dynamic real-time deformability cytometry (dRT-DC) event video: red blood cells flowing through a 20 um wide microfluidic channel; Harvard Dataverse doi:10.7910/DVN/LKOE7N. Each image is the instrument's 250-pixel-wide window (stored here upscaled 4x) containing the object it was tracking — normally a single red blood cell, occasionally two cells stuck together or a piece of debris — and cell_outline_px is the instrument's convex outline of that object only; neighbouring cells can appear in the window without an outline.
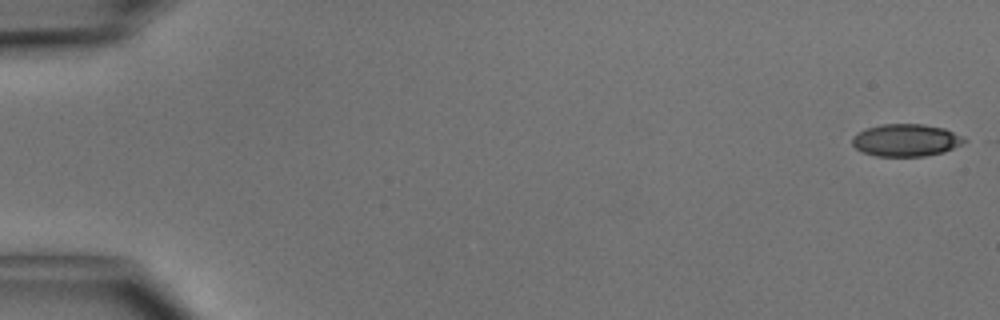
{"species": "common noctule bat (a hibernating species)", "species_latin": "Nyctalus noctula", "temperature_condition": "cold", "stored_images_in_passage": 50, "camera_frame_rate_fps": 3000, "um_per_image_px": 0.085, "animal": {"sex": "male", "body_mass_g": 15.6}, "frame": {"image": 1, "passage_image": 1, "time_ms": 0.0, "image_size_px": [1000, 320], "cell_outline_px": [[964, 140], [960, 144], [944, 152], [924, 156], [876, 156], [864, 152], [856, 148], [852, 144], [852, 136], [856, 132], [864, 128], [880, 124], [924, 124], [944, 128], [964, 136]], "centroid_in_image_um": [76.96, 11.9], "position_along_channel_um": 8.0, "area_um2": 21.15}}
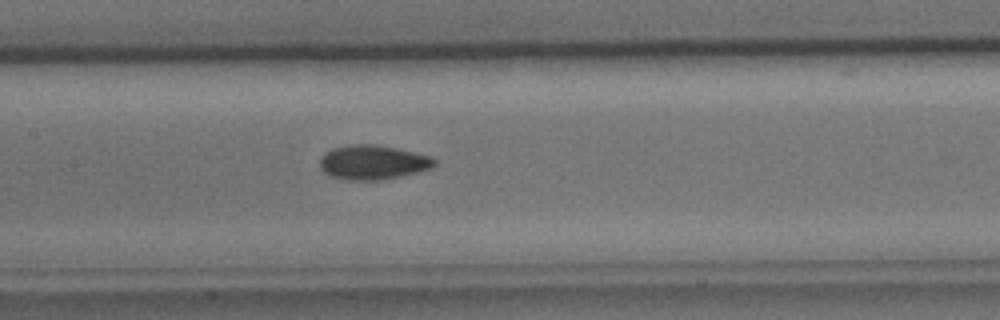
{"frame": {"image": 2, "passage_image": 24, "time_ms": 7.667, "image_size_px": [1000, 320], "cell_outline_px": [[436, 164], [432, 168], [400, 176], [380, 180], [344, 180], [328, 176], [320, 168], [320, 156], [324, 152], [332, 148], [352, 144], [376, 144], [396, 148], [432, 156], [436, 160]], "centroid_in_image_um": [31.66, 13.79], "position_along_channel_um": 175.7, "area_um2": 23.24}}
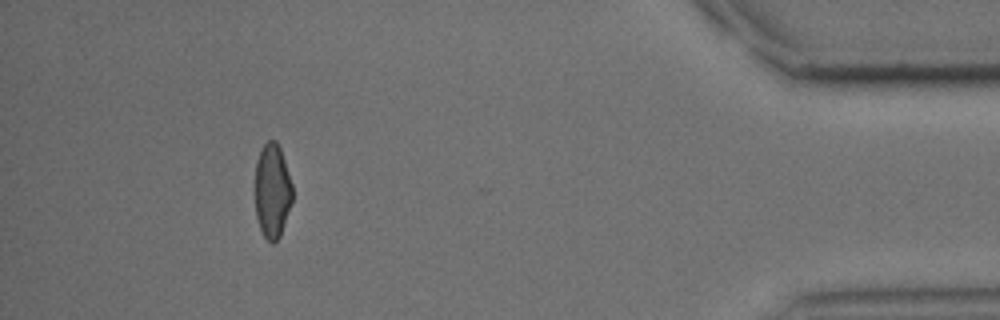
{"frame": {"image": 3, "passage_image": 45, "time_ms": 14.667, "image_size_px": [1000, 320], "cell_outline_px": [[292, 200], [280, 236], [272, 244], [264, 236], [260, 228], [256, 216], [256, 160], [264, 144], [268, 140], [276, 140], [280, 148], [292, 184]], "centroid_in_image_um": [23.14, 16.22], "position_along_channel_um": 412.1, "area_um2": 20.23}, "authors_computed_cell_mechanics": {"area_um2": 21.9351, "velocity_mm_per_s": 4.1341, "shape_relaxation_time_tau1_ms": 6.3891, "shape_relaxation_time_tau2_ms": 2.0284, "deformation_change_tau1": 0.1569, "deformation_change_tau2": 0.0657}}